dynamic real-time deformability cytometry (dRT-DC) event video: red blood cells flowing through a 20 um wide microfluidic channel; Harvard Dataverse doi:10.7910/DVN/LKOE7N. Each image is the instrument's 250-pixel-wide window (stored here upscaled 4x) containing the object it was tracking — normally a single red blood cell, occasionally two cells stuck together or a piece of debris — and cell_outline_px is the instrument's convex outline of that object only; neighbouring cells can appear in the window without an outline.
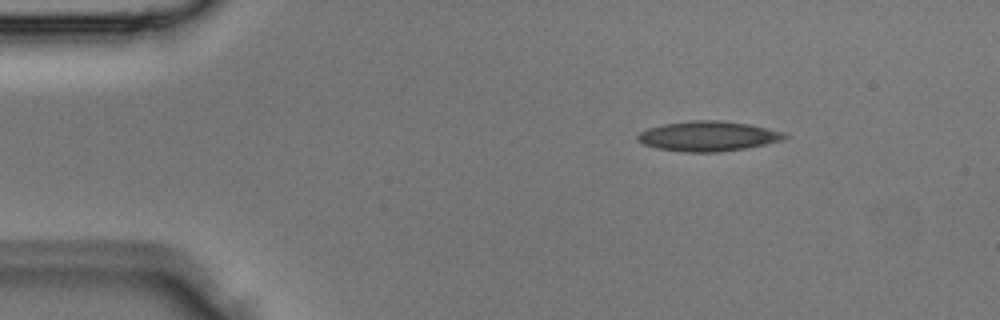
{"species": "Egyptian fruit bat (a non-hibernating species)", "species_latin": "Rousettus aegyptiacus", "temperature_condition": "room temperature", "stored_images_in_passage": 2, "camera_frame_rate_fps": 3000, "um_per_image_px": 0.085, "animal": {"sex": "male"}, "frame": {"image": 1, "passage_image": 1, "time_ms": 0.0, "image_size_px": [1000, 320], "cell_outline_px": [[788, 136], [784, 140], [748, 148], [720, 152], [684, 152], [656, 148], [644, 144], [636, 140], [636, 136], [640, 132], [648, 128], [664, 124], [692, 120], [720, 120], [748, 124], [784, 132]], "centroid_in_image_um": [60.19, 11.58], "position_along_channel_um": 24.8, "area_um2": 25.78}}